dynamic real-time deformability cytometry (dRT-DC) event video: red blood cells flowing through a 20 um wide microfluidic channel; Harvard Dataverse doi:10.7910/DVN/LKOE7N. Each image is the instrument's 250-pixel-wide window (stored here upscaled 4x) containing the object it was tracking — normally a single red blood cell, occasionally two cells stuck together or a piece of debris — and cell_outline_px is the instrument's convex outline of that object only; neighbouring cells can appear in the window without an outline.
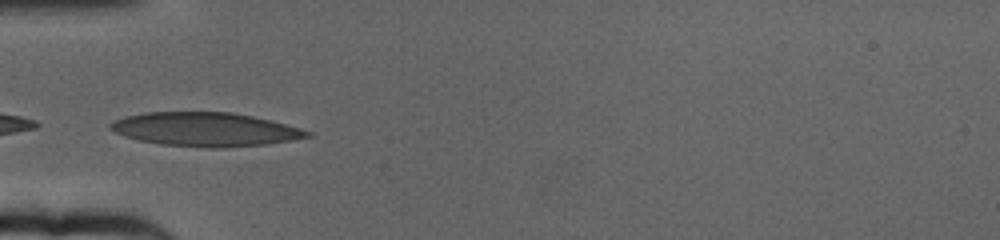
{"species": "human", "species_latin": "Homo sapiens", "temperature_condition": "cold", "stored_images_in_passage": 44, "camera_frame_rate_fps": 3000, "um_per_image_px": 0.085, "donor": {"sex": "female"}, "frame": {"image": 1, "passage_image": 1, "time_ms": 0.0, "image_size_px": [1000, 240], "cell_outline_px": [[312, 136], [292, 140], [268, 144], [220, 148], [208, 148], [164, 144], [140, 140], [124, 136], [108, 128], [108, 124], [112, 120], [124, 116], [144, 112], [228, 112], [252, 116], [272, 120], [300, 128], [312, 132]], "centroid_in_image_um": [17.44, 10.99], "position_along_channel_um": 67.6, "area_um2": 38.9}}
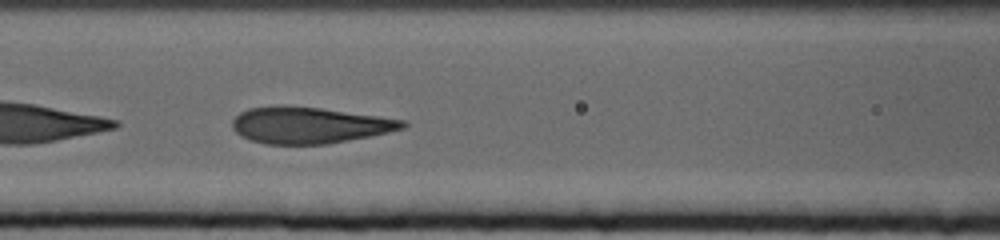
{"frame": {"image": 2, "passage_image": 8, "time_ms": 2.333, "image_size_px": [1000, 240], "cell_outline_px": [[408, 124], [404, 128], [388, 132], [328, 144], [268, 144], [252, 140], [236, 132], [232, 128], [232, 120], [240, 112], [248, 108], [320, 108], [404, 120]], "centroid_in_image_um": [26.31, 10.67], "position_along_channel_um": 140.3, "area_um2": 34.85}}
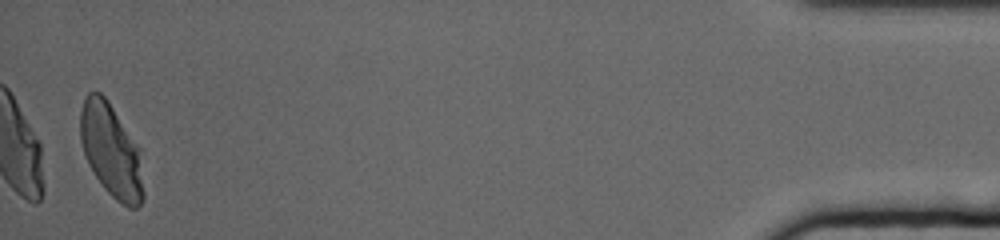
{"frame": {"image": 3, "passage_image": 43, "time_ms": 14.0, "image_size_px": [1000, 240], "cell_outline_px": [[144, 196], [140, 204], [136, 208], [128, 208], [116, 200], [104, 188], [88, 164], [80, 140], [80, 112], [84, 100], [88, 92], [100, 92], [108, 100], [144, 152]], "centroid_in_image_um": [9.52, 12.82], "position_along_channel_um": 425.7, "area_um2": 35.26}, "authors_computed_cell_mechanics": {"area_um2": 36.2406, "velocity_mm_per_s": 3.1421, "shape_relaxation_time_tau1_ms": 4.8589, "shape_relaxation_time_tau2_ms": null, "deformation_change_tau1": 0.1876, "deformation_change_tau2": null}}